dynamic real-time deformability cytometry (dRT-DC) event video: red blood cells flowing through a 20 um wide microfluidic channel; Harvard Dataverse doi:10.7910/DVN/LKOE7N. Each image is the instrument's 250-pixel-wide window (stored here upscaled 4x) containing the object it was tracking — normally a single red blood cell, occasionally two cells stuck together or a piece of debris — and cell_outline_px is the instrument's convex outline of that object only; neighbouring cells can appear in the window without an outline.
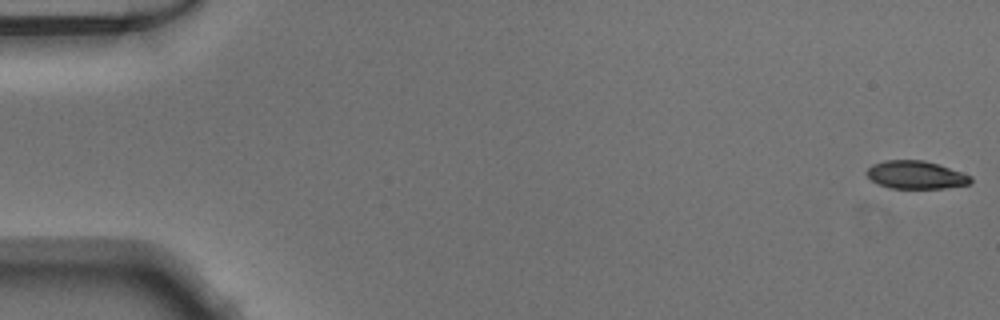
{"species": "Egyptian fruit bat (a non-hibernating species)", "species_latin": "Rousettus aegyptiacus", "temperature_condition": "warm", "stored_images_in_passage": 51, "camera_frame_rate_fps": 3000, "um_per_image_px": 0.085, "animal": {"sex": "male"}, "frame": {"image": 1, "passage_image": 1, "time_ms": 0.0, "image_size_px": [1000, 320], "cell_outline_px": [[972, 180], [968, 184], [944, 188], [888, 188], [876, 184], [864, 172], [872, 164], [884, 160], [924, 160], [972, 176]], "centroid_in_image_um": [77.78, 14.87], "position_along_channel_um": 7.2, "area_um2": 16.88}}
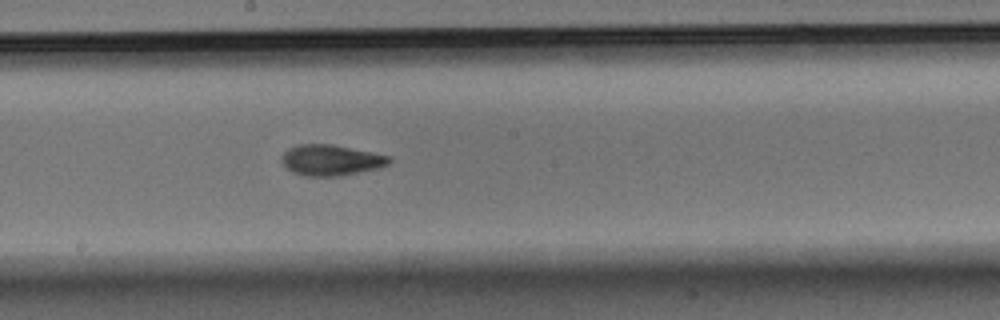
{"frame": {"image": 2, "passage_image": 28, "time_ms": 9.0, "image_size_px": [1000, 320], "cell_outline_px": [[392, 160], [388, 164], [380, 168], [340, 176], [304, 176], [292, 172], [280, 160], [284, 152], [288, 148], [296, 144], [332, 144], [392, 156]], "centroid_in_image_um": [28.15, 13.61], "position_along_channel_um": 220.1, "area_um2": 19.48}}
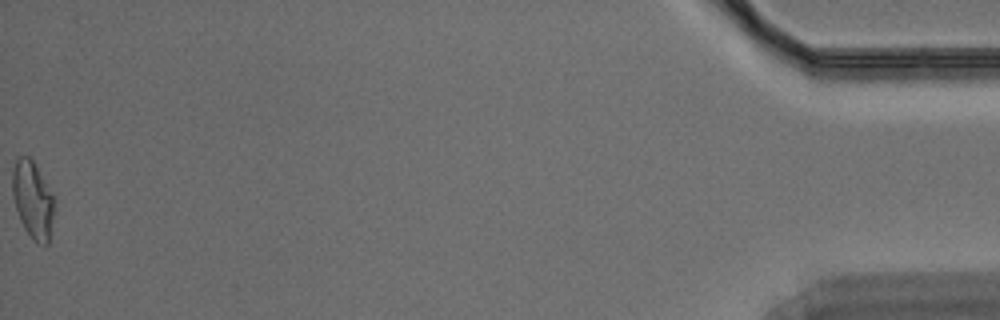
{"frame": {"image": 3, "passage_image": 51, "time_ms": 16.667, "image_size_px": [1000, 320], "cell_outline_px": [[56, 204], [48, 244], [44, 248], [36, 244], [32, 240], [24, 228], [20, 220], [12, 196], [12, 172], [16, 160], [20, 156], [28, 156], [32, 160], [52, 192]], "centroid_in_image_um": [2.8, 17.05], "position_along_channel_um": 432.4, "area_um2": 19.19}}